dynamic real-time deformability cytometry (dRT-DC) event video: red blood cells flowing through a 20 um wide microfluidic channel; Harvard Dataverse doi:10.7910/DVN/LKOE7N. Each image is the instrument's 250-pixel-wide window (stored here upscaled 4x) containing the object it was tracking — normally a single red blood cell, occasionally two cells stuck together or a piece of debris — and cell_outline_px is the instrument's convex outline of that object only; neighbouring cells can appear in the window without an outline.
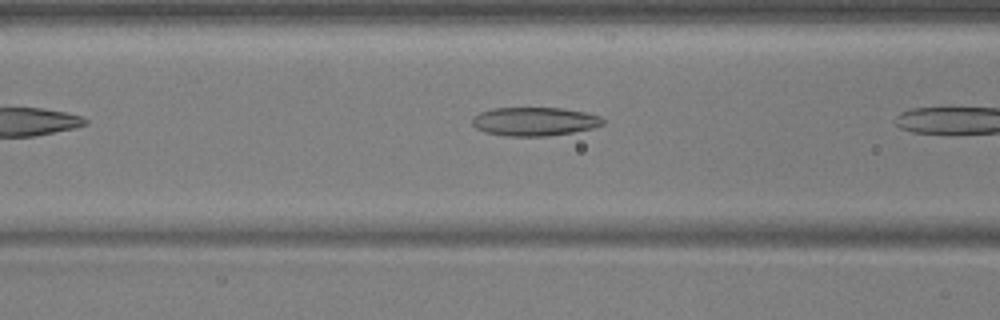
{"species": "common noctule bat (a hibernating species)", "species_latin": "Nyctalus noctula", "temperature_condition": "warm", "stored_images_in_passage": 6, "camera_frame_rate_fps": 3000, "um_per_image_px": 0.085, "animal": {"sex": "male", "body_mass_g": 17.9, "forearm_length_mm": 54.2}, "frame": {"image": 1, "passage_image": 5, "time_ms": 1.333, "image_size_px": [1000, 320], "cell_outline_px": [[604, 124], [592, 128], [572, 132], [544, 136], [508, 136], [484, 132], [476, 128], [472, 124], [472, 116], [480, 112], [492, 108], [560, 108], [584, 112], [600, 116], [604, 120]], "centroid_in_image_um": [45.4, 10.32], "position_along_channel_um": 121.2, "area_um2": 21.73}}